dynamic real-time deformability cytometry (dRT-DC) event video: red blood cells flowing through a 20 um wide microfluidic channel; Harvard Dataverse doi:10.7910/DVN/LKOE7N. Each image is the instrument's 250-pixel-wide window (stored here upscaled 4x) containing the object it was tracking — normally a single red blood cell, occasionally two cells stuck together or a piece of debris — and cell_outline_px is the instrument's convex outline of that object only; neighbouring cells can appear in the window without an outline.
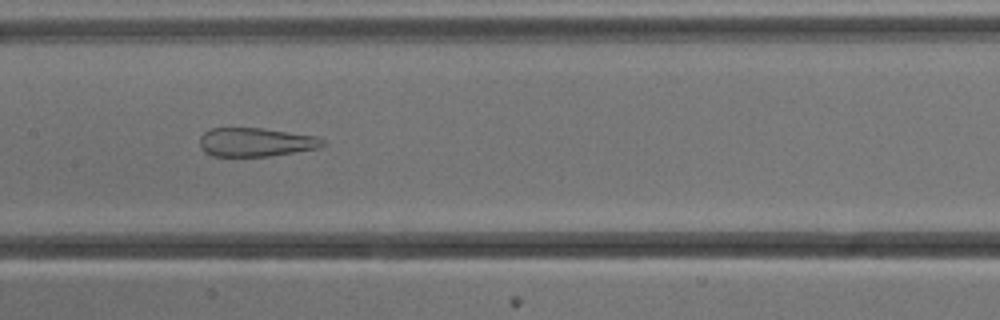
{"species": "common noctule bat (a hibernating species)", "species_latin": "Nyctalus noctula", "temperature_condition": "cold", "stored_images_in_passage": 53, "camera_frame_rate_fps": 3000, "um_per_image_px": 0.085, "animal": {"sex": "male", "body_mass_g": 13.3}, "frame": {"image": 1, "passage_image": 26, "time_ms": 8.333, "image_size_px": [1000, 320], "cell_outline_px": [[324, 144], [320, 148], [296, 152], [268, 156], [212, 156], [204, 152], [200, 144], [200, 136], [204, 132], [212, 128], [264, 128], [316, 136], [324, 140]], "centroid_in_image_um": [21.74, 12.08], "position_along_channel_um": 185.7, "area_um2": 20.63}}
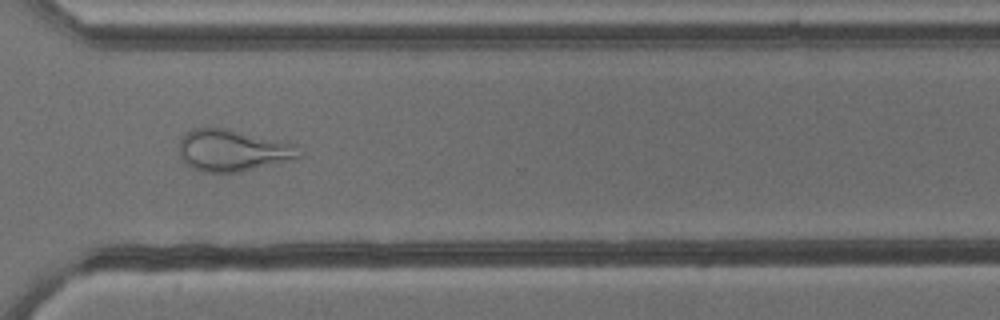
{"frame": {"image": 2, "passage_image": 39, "time_ms": 12.667, "image_size_px": [1000, 320], "cell_outline_px": [[304, 156], [296, 160], [240, 172], [200, 172], [184, 164], [180, 156], [180, 140], [184, 132], [192, 128], [228, 128], [284, 140], [296, 144], [304, 152]], "centroid_in_image_um": [19.87, 12.78], "position_along_channel_um": 350.7, "area_um2": 30.23}}
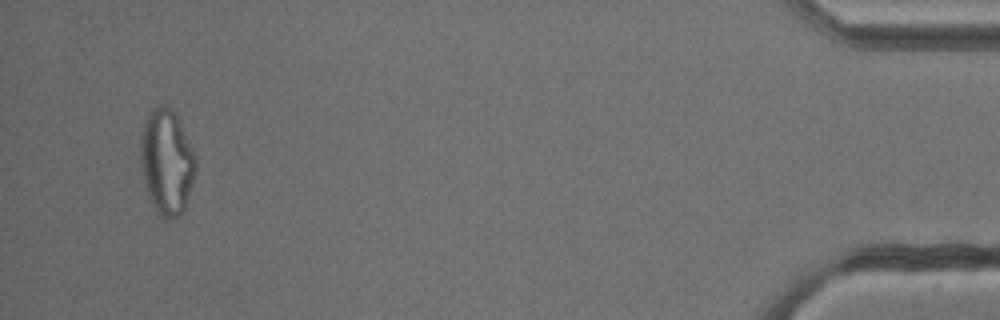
{"frame": {"image": 3, "passage_image": 51, "time_ms": 16.667, "image_size_px": [1000, 320], "cell_outline_px": [[196, 172], [184, 208], [176, 216], [160, 216], [156, 212], [148, 196], [144, 184], [140, 160], [140, 140], [144, 124], [152, 108], [160, 104], [164, 104], [172, 108], [176, 112], [196, 156]], "centroid_in_image_um": [14.16, 13.7], "position_along_channel_um": 421.0, "area_um2": 33.81}}